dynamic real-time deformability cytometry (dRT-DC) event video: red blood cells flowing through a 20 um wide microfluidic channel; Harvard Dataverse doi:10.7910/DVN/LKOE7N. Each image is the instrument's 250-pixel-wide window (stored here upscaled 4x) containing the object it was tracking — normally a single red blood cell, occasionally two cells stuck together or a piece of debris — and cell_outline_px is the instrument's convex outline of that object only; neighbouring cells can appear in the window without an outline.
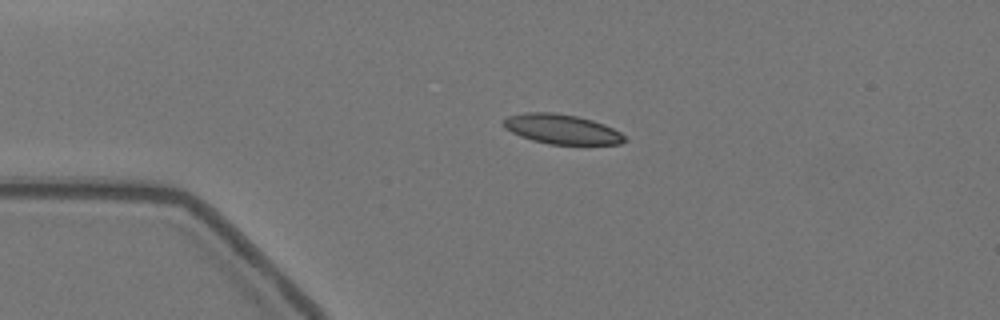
{"species": "Egyptian fruit bat (a non-hibernating species)", "species_latin": "Rousettus aegyptiacus", "temperature_condition": "warm", "stored_images_in_passage": 4, "camera_frame_rate_fps": 3000, "um_per_image_px": 0.085, "animal": {"sex": "female"}, "frame": {"image": 1, "passage_image": 1, "time_ms": 0.0, "image_size_px": [1000, 320], "cell_outline_px": [[628, 140], [620, 144], [548, 144], [532, 140], [520, 136], [504, 128], [504, 120], [508, 116], [524, 112], [556, 112], [576, 116], [592, 120], [604, 124], [620, 132]], "centroid_in_image_um": [47.75, 10.97], "position_along_channel_um": 37.3, "area_um2": 20.92}}